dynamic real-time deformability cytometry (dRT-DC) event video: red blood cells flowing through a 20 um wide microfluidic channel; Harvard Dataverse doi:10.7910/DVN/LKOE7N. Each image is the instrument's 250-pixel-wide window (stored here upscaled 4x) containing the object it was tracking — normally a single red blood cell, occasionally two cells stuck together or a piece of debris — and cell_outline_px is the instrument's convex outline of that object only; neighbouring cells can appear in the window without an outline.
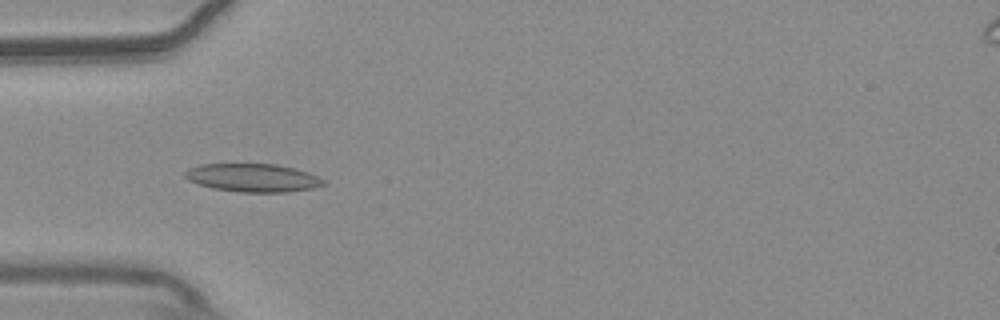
{"species": "common noctule bat (a hibernating species)", "species_latin": "Nyctalus noctula", "temperature_condition": "warm", "stored_images_in_passage": 47, "camera_frame_rate_fps": 3000, "um_per_image_px": 0.085, "animal": {"sex": "male", "body_mass_g": 20.4}, "frame": {"image": 1, "passage_image": 9, "time_ms": 2.667, "image_size_px": [1000, 320], "cell_outline_px": [[328, 184], [312, 188], [288, 192], [240, 192], [212, 188], [188, 180], [184, 176], [184, 172], [188, 168], [200, 164], [276, 164], [308, 172], [324, 180]], "centroid_in_image_um": [21.48, 15.11], "position_along_channel_um": 63.5, "area_um2": 22.72}}
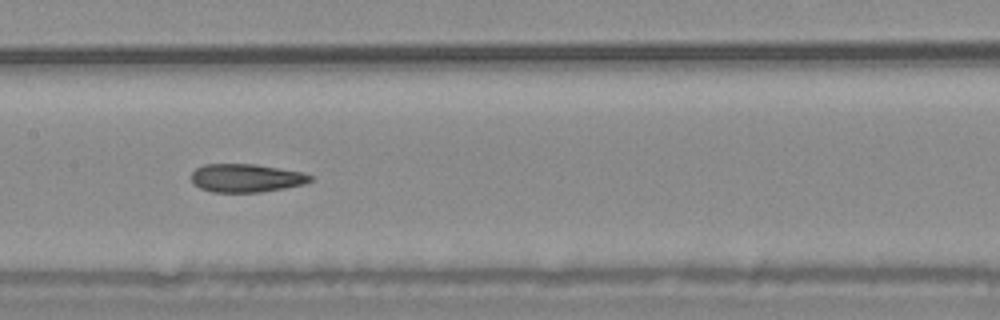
{"frame": {"image": 2, "passage_image": 19, "time_ms": 6.0, "image_size_px": [1000, 320], "cell_outline_px": [[312, 180], [304, 184], [284, 188], [260, 192], [212, 192], [200, 188], [192, 180], [192, 172], [196, 168], [204, 164], [256, 164], [304, 172], [312, 176]], "centroid_in_image_um": [20.94, 15.12], "position_along_channel_um": 186.5, "area_um2": 19.59}}
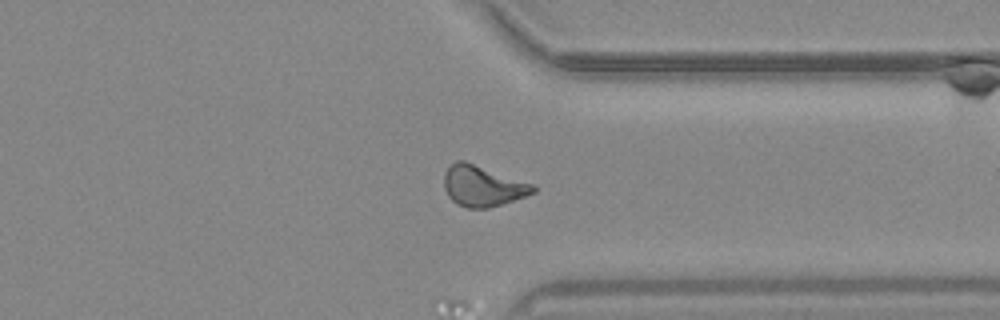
{"frame": {"image": 3, "passage_image": 34, "time_ms": 11.0, "image_size_px": [1000, 320], "cell_outline_px": [[536, 192], [488, 208], [468, 208], [456, 204], [448, 196], [444, 188], [444, 172], [456, 160], [464, 160], [536, 184]], "centroid_in_image_um": [41.03, 15.79], "position_along_channel_um": 370.4, "area_um2": 21.27}}